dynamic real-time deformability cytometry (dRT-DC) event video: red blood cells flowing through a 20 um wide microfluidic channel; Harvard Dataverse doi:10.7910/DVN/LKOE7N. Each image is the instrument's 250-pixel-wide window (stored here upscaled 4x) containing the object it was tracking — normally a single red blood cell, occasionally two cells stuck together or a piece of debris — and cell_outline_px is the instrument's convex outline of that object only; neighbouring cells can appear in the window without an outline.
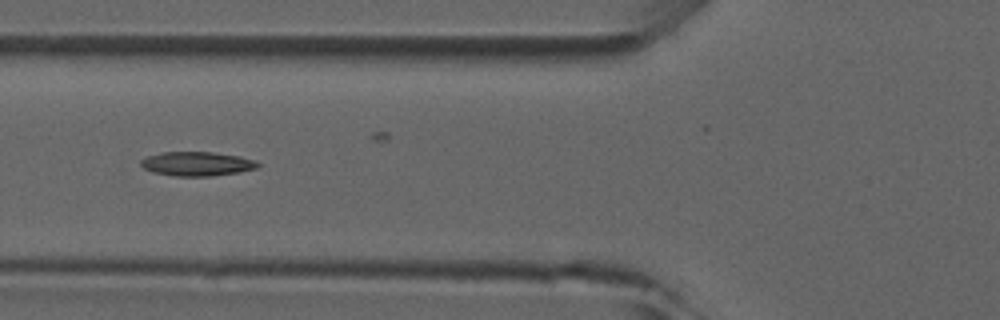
{"species": "common noctule bat (a hibernating species)", "species_latin": "Nyctalus noctula", "temperature_condition": "room temperature", "stored_images_in_passage": 6, "camera_frame_rate_fps": 3000, "um_per_image_px": 0.085, "animal": {"sex": "male", "forearm_length_mm": 52.5}, "frame": {"image": 1, "passage_image": 5, "time_ms": 4.667, "image_size_px": [1000, 320], "cell_outline_px": [[260, 164], [256, 168], [240, 172], [212, 176], [172, 176], [152, 172], [144, 168], [140, 164], [140, 160], [148, 156], [160, 152], [212, 152], [240, 156], [256, 160]], "centroid_in_image_um": [16.74, 13.92], "position_along_channel_um": 109.1, "area_um2": 16.59}}